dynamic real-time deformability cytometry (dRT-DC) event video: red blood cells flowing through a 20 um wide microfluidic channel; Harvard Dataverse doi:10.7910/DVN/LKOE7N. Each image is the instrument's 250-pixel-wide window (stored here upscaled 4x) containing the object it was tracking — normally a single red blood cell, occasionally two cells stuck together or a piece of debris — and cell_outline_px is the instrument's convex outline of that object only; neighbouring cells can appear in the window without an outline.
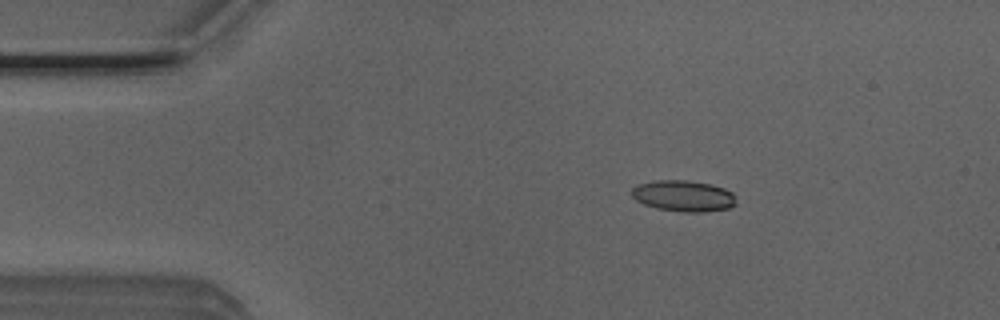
{"species": "Egyptian fruit bat (a non-hibernating species)", "species_latin": "Rousettus aegyptiacus", "temperature_condition": "room temperature", "stored_images_in_passage": 14, "camera_frame_rate_fps": 3000, "um_per_image_px": 0.085, "animal": {"sex": "male"}, "frame": {"image": 1, "passage_image": 8, "time_ms": 2.333, "image_size_px": [1000, 320], "cell_outline_px": [[736, 204], [728, 208], [704, 212], [684, 212], [656, 208], [644, 204], [636, 200], [632, 196], [632, 188], [636, 184], [656, 180], [688, 180], [712, 184], [724, 188], [732, 192], [736, 196]], "centroid_in_image_um": [58.1, 16.64], "position_along_channel_um": 26.9, "area_um2": 19.13}}